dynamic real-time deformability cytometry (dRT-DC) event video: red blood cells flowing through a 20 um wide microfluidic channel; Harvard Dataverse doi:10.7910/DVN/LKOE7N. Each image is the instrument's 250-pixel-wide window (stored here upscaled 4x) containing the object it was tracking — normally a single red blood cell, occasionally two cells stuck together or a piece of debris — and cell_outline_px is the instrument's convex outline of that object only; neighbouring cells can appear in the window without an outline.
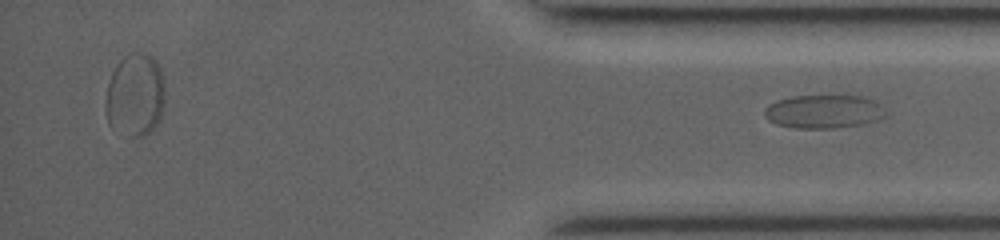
{"species": "common noctule bat (a hibernating species)", "species_latin": "Nyctalus noctula", "temperature_condition": "room temperature", "stored_images_in_passage": 45, "segment_of_instrument_passage": [2, 2], "camera_frame_rate_fps": 3500, "um_per_image_px": 0.085, "animal": {"sex": "female", "body_mass_g": 19.0, "forearm_length_mm": 53.3}, "frame": {"image": 1, "passage_image": 45, "time_ms": 12.571, "image_size_px": [1000, 240], "cell_outline_px": [[888, 116], [884, 120], [864, 124], [836, 128], [796, 128], [776, 124], [768, 120], [764, 116], [764, 108], [768, 104], [776, 100], [792, 96], [864, 96], [876, 100], [888, 112]], "centroid_in_image_um": [70.09, 9.49], "position_along_channel_um": 365.1, "area_um2": 24.28}}